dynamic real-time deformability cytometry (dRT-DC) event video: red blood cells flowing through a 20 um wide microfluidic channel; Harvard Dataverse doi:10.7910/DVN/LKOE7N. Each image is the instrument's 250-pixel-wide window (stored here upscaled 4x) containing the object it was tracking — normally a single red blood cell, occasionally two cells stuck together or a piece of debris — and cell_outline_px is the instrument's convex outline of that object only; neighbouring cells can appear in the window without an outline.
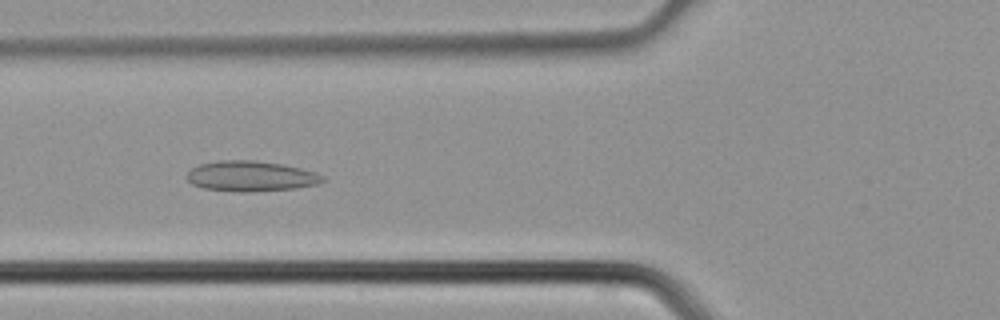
{"species": "common noctule bat (a hibernating species)", "species_latin": "Nyctalus noctula", "temperature_condition": "cold", "stored_images_in_passage": 4, "camera_frame_rate_fps": 3000, "um_per_image_px": 0.085, "animal": {"sex": "male", "body_mass_g": 21.5, "forearm_length_mm": 52.0}, "frame": {"image": 1, "passage_image": 4, "time_ms": 1.0, "image_size_px": [1000, 320], "cell_outline_px": [[324, 180], [316, 184], [296, 188], [252, 192], [240, 192], [204, 188], [192, 184], [184, 176], [192, 168], [200, 164], [220, 160], [256, 160], [280, 164], [300, 168], [316, 172], [324, 176]], "centroid_in_image_um": [21.3, 14.97], "position_along_channel_um": 104.5, "area_um2": 24.04}}